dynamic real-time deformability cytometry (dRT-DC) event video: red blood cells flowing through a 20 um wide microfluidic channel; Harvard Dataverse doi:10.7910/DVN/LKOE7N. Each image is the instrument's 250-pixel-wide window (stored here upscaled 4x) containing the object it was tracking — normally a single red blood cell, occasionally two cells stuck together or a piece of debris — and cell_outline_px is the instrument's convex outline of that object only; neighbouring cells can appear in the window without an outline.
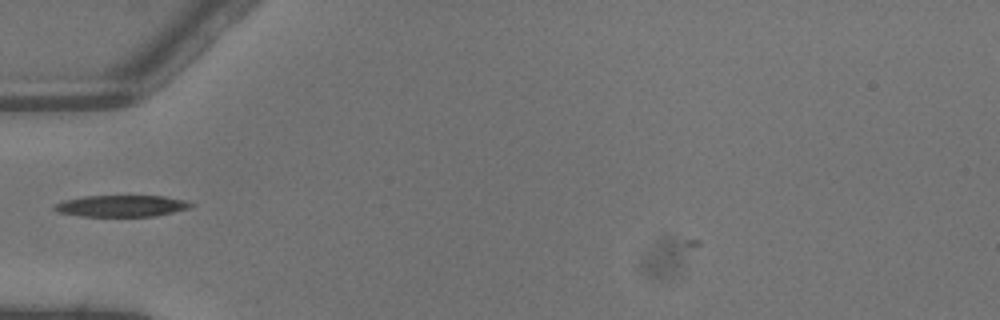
{"species": "common noctule bat (a hibernating species)", "species_latin": "Nyctalus noctula", "temperature_condition": "warm", "stored_images_in_passage": 1, "camera_frame_rate_fps": 3000, "um_per_image_px": 0.085, "animal": {"sex": "male", "body_mass_g": 13.3}, "frame": {"image": 1, "passage_image": 1, "time_ms": 0.0, "image_size_px": [1000, 320], "cell_outline_px": [[192, 204], [188, 208], [156, 216], [80, 216], [56, 212], [52, 208], [56, 204], [64, 200], [84, 196], [164, 196], [184, 200]], "centroid_in_image_um": [10.26, 17.5], "position_along_channel_um": 74.7, "area_um2": 16.94}}